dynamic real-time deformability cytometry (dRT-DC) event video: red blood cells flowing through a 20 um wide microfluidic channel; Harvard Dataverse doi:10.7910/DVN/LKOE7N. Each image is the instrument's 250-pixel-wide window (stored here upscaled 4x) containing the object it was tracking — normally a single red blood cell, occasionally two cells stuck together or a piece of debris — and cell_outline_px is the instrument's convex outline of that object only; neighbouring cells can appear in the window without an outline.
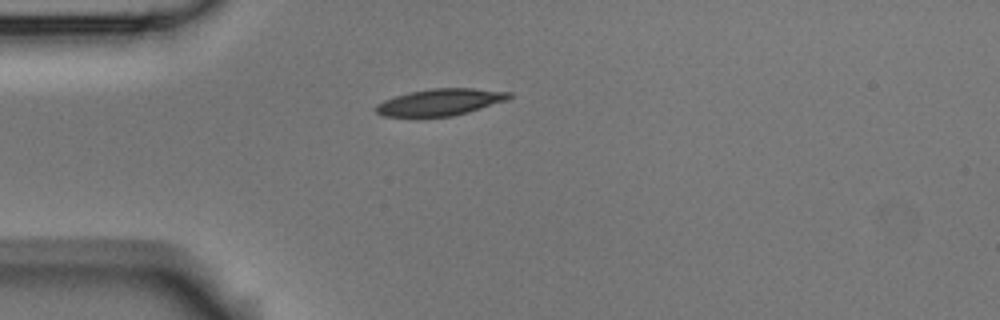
{"species": "Egyptian fruit bat (a non-hibernating species)", "species_latin": "Rousettus aegyptiacus", "temperature_condition": "room temperature", "stored_images_in_passage": 1, "camera_frame_rate_fps": 3000, "um_per_image_px": 0.085, "animal": {"sex": "male"}, "frame": {"image": 1, "passage_image": 1, "time_ms": 0.0, "image_size_px": [1000, 320], "cell_outline_px": [[512, 96], [504, 100], [468, 112], [452, 116], [384, 116], [376, 112], [376, 104], [384, 100], [408, 92], [432, 88], [472, 88], [512, 92]], "centroid_in_image_um": [37.4, 8.67], "position_along_channel_um": 47.6, "area_um2": 20.4}}